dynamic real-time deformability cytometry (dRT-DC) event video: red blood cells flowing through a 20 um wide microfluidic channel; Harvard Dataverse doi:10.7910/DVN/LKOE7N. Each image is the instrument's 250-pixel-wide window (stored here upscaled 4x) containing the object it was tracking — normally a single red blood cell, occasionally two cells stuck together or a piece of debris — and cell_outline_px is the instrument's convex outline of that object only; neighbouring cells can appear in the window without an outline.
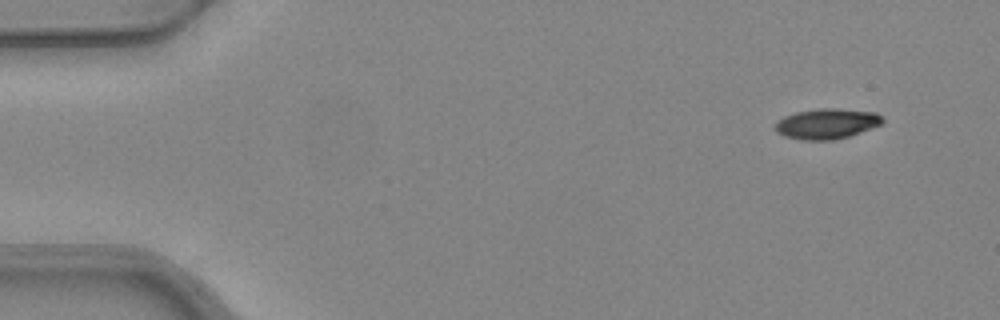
{"species": "common noctule bat (a hibernating species)", "species_latin": "Nyctalus noctula", "temperature_condition": "warm", "stored_images_in_passage": 4, "camera_frame_rate_fps": 3000, "um_per_image_px": 0.085, "animal": {"sex": "female", "body_mass_g": 24.6, "forearm_length_mm": 56.2}, "frame": {"image": 1, "passage_image": 1, "time_ms": 0.0, "image_size_px": [1000, 320], "cell_outline_px": [[884, 120], [880, 124], [872, 128], [848, 136], [832, 140], [804, 140], [784, 136], [776, 132], [776, 120], [784, 116], [796, 112], [820, 108], [836, 108], [876, 112]], "centroid_in_image_um": [70.25, 10.51], "position_along_channel_um": 14.7, "area_um2": 18.9}}
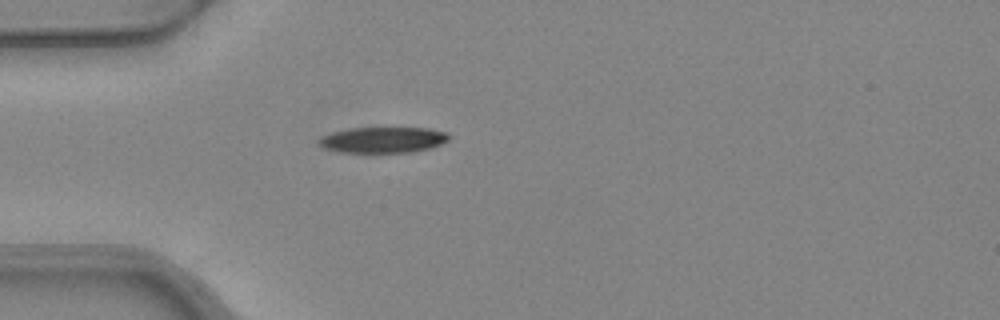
{"frame": {"image": 2, "passage_image": 4, "time_ms": 1.0, "image_size_px": [1000, 320], "cell_outline_px": [[448, 140], [432, 148], [412, 152], [340, 152], [324, 148], [316, 144], [316, 140], [320, 136], [332, 132], [352, 128], [428, 128], [448, 132]], "centroid_in_image_um": [32.51, 11.89], "position_along_channel_um": 52.5, "area_um2": 19.71}}